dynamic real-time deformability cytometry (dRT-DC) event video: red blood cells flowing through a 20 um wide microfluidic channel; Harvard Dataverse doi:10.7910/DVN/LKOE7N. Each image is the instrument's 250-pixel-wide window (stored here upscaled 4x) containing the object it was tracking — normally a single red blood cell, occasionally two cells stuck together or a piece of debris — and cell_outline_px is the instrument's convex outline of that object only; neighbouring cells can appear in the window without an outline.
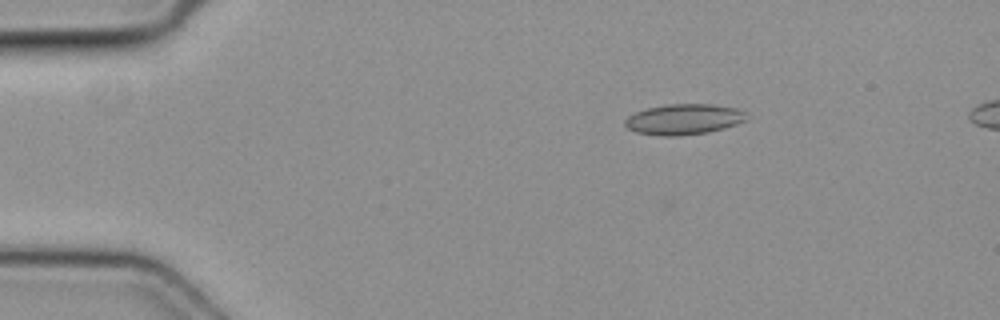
{"species": "common noctule bat (a hibernating species)", "species_latin": "Nyctalus noctula", "temperature_condition": "cold", "stored_images_in_passage": 42, "camera_frame_rate_fps": 3000, "um_per_image_px": 0.085, "animal": {"sex": "female", "body_mass_g": 19.3, "forearm_length_mm": 54.1}, "frame": {"image": 1, "passage_image": 1, "time_ms": 0.0, "image_size_px": [1000, 320], "cell_outline_px": [[748, 120], [724, 128], [708, 132], [680, 136], [660, 136], [636, 132], [628, 128], [624, 124], [624, 120], [628, 116], [644, 108], [668, 104], [712, 104], [736, 108], [744, 112]], "centroid_in_image_um": [58.1, 10.14], "position_along_channel_um": 26.9, "area_um2": 21.79}}
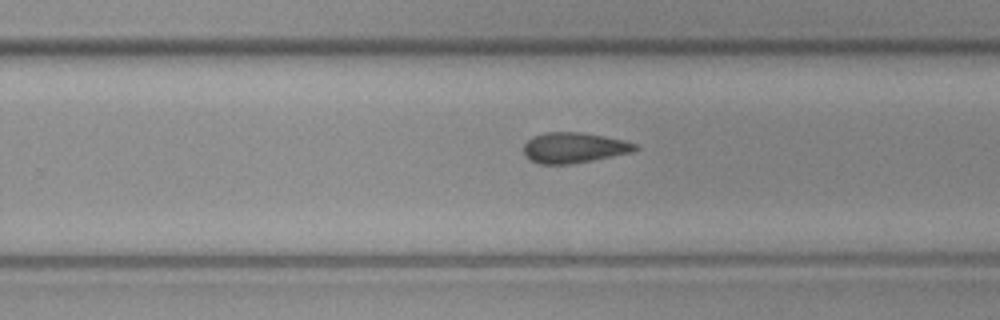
{"frame": {"image": 2, "passage_image": 24, "time_ms": 7.667, "image_size_px": [1000, 320], "cell_outline_px": [[640, 148], [632, 152], [592, 160], [568, 164], [540, 164], [532, 160], [524, 152], [524, 144], [532, 136], [548, 132], [580, 132], [604, 136], [624, 140], [636, 144]], "centroid_in_image_um": [48.8, 12.54], "position_along_channel_um": 281.0, "area_um2": 19.59}}
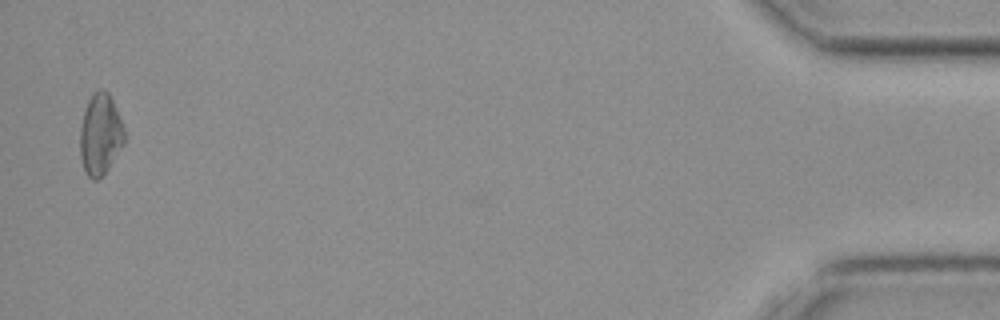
{"frame": {"image": 3, "passage_image": 41, "time_ms": 13.333, "image_size_px": [1000, 320], "cell_outline_px": [[124, 144], [108, 168], [96, 180], [92, 180], [88, 176], [84, 168], [80, 156], [80, 128], [84, 112], [88, 100], [92, 92], [100, 88], [104, 88], [108, 92], [112, 100], [124, 128]], "centroid_in_image_um": [8.51, 11.39], "position_along_channel_um": 426.7, "area_um2": 20.81}}